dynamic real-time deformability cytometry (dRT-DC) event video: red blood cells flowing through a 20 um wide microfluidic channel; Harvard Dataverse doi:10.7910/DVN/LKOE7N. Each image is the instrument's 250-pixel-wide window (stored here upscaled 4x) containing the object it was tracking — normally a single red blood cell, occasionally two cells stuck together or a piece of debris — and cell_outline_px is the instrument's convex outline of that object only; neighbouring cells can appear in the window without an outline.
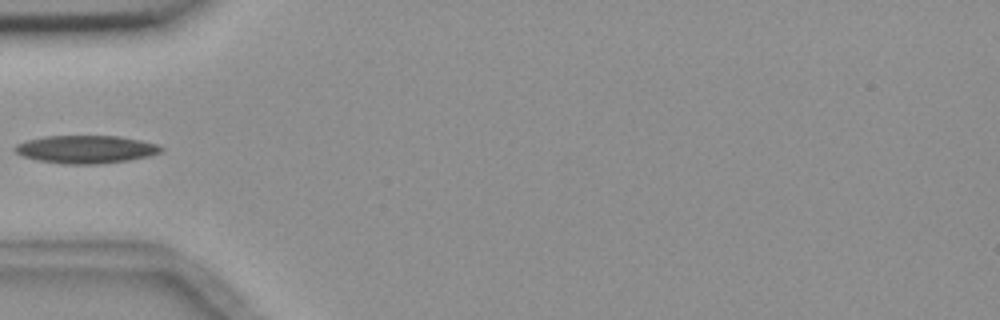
{"species": "common noctule bat (a hibernating species)", "species_latin": "Nyctalus noctula", "temperature_condition": "room temperature", "stored_images_in_passage": 8, "camera_frame_rate_fps": 3000, "um_per_image_px": 0.085, "animal": {"sex": "female", "body_mass_g": 18.4}, "frame": {"image": 1, "passage_image": 4, "time_ms": 4.333, "image_size_px": [1000, 320], "cell_outline_px": [[164, 152], [148, 156], [128, 160], [100, 164], [64, 164], [36, 160], [24, 156], [16, 152], [12, 148], [16, 144], [28, 140], [44, 136], [116, 136], [140, 140], [156, 144], [164, 148]], "centroid_in_image_um": [7.3, 12.69], "position_along_channel_um": 77.7, "area_um2": 23.76}}
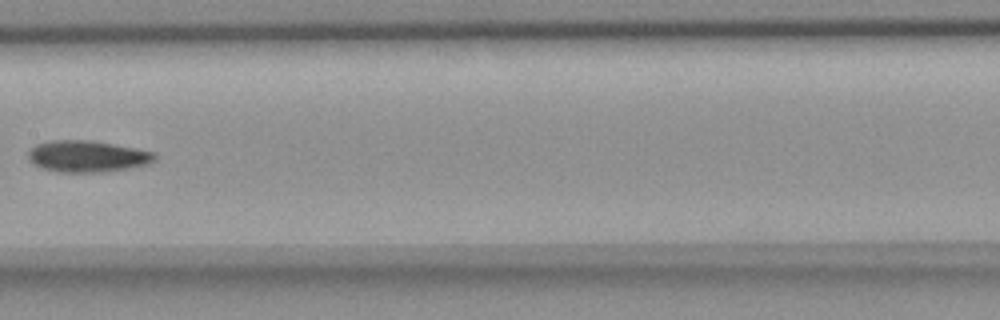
{"frame": {"image": 2, "passage_image": 7, "time_ms": 7.667, "image_size_px": [1000, 320], "cell_outline_px": [[156, 160], [148, 164], [128, 168], [100, 172], [56, 172], [32, 164], [28, 160], [28, 152], [36, 144], [52, 140], [88, 140], [136, 148], [156, 152]], "centroid_in_image_um": [7.42, 13.29], "position_along_channel_um": 200.0, "area_um2": 23.24}}
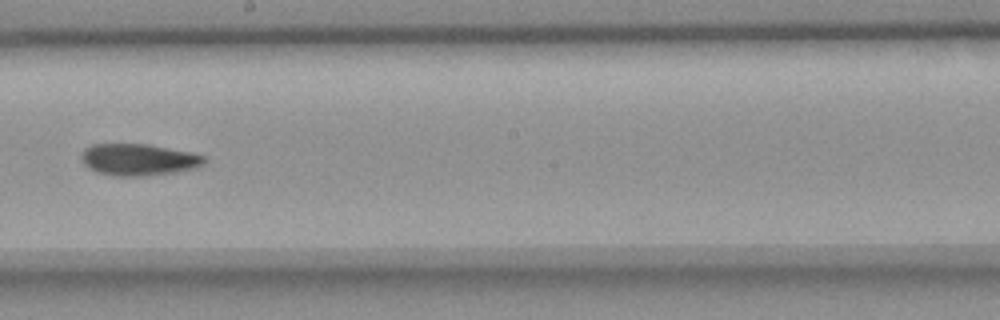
{"frame": {"image": 3, "passage_image": 8, "time_ms": 8.667, "image_size_px": [1000, 320], "cell_outline_px": [[208, 160], [204, 164], [196, 168], [176, 172], [144, 176], [116, 176], [96, 172], [88, 168], [84, 164], [80, 156], [84, 148], [92, 144], [148, 144], [192, 152], [204, 156]], "centroid_in_image_um": [11.79, 13.57], "position_along_channel_um": 236.4, "area_um2": 23.0}}